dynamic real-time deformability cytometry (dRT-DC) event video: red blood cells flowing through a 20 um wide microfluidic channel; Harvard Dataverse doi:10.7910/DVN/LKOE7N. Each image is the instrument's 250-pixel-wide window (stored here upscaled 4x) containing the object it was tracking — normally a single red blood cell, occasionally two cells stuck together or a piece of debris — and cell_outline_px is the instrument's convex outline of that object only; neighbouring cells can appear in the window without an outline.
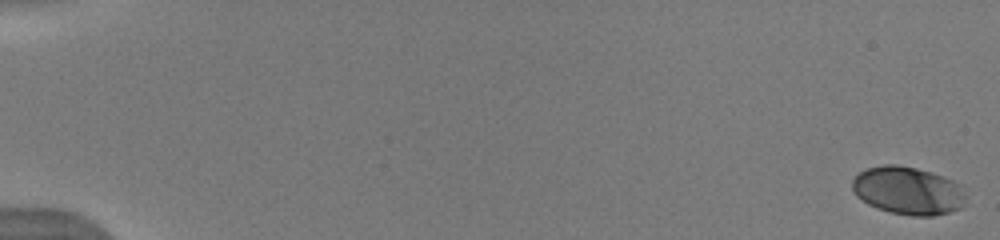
{"species": "human", "species_latin": "Homo sapiens", "temperature_condition": "warm", "stored_images_in_passage": 53, "camera_frame_rate_fps": 3000, "um_per_image_px": 0.085, "donor": {"sex": "male"}, "frame": {"image": 1, "passage_image": 1, "time_ms": 0.0, "image_size_px": [1000, 240], "cell_outline_px": [[968, 196], [964, 204], [960, 208], [948, 212], [932, 216], [912, 216], [888, 212], [876, 208], [868, 204], [856, 196], [852, 188], [852, 180], [860, 172], [868, 168], [884, 164], [896, 164], [916, 168], [932, 172], [944, 176], [960, 184]], "centroid_in_image_um": [77.2, 16.21], "position_along_channel_um": 7.8, "area_um2": 32.08}}
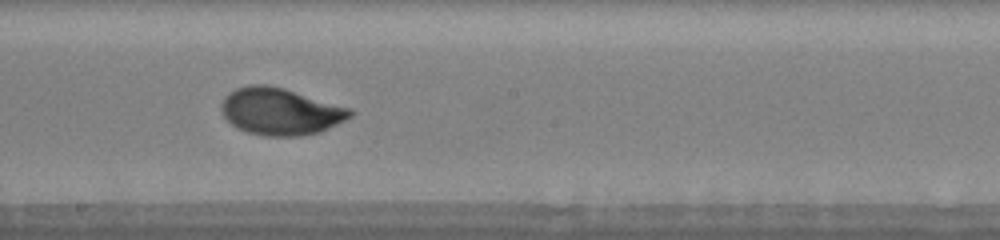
{"frame": {"image": 2, "passage_image": 32, "time_ms": 10.333, "image_size_px": [1000, 240], "cell_outline_px": [[356, 112], [352, 116], [320, 132], [300, 136], [264, 136], [248, 132], [236, 128], [220, 112], [220, 104], [224, 96], [228, 92], [236, 88], [248, 84], [264, 84], [284, 88], [352, 108]], "centroid_in_image_um": [23.81, 9.46], "position_along_channel_um": 224.4, "area_um2": 35.6}}
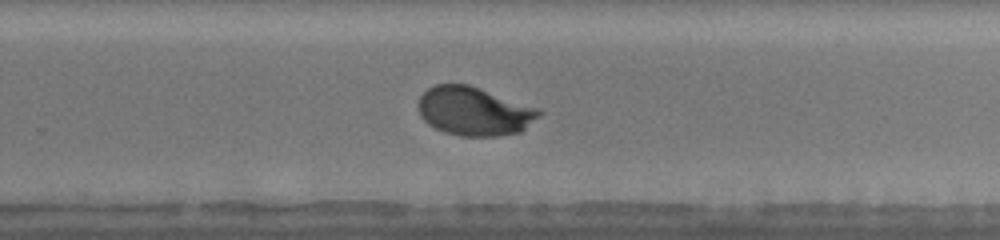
{"frame": {"image": 3, "passage_image": 37, "time_ms": 12.0, "image_size_px": [1000, 240], "cell_outline_px": [[544, 112], [540, 116], [520, 132], [496, 136], [460, 136], [444, 132], [428, 124], [420, 116], [416, 108], [416, 104], [420, 96], [428, 88], [436, 84], [468, 84], [536, 108]], "centroid_in_image_um": [40.24, 9.46], "position_along_channel_um": 289.6, "area_um2": 34.16}, "authors_computed_cell_mechanics": {"area_um2": 33.4662, "velocity_mm_per_s": 3.9359, "shape_relaxation_time_tau1_ms": 2.4485, "shape_relaxation_time_tau2_ms": null, "deformation_change_tau1": 0.1627, "deformation_change_tau2": null}}